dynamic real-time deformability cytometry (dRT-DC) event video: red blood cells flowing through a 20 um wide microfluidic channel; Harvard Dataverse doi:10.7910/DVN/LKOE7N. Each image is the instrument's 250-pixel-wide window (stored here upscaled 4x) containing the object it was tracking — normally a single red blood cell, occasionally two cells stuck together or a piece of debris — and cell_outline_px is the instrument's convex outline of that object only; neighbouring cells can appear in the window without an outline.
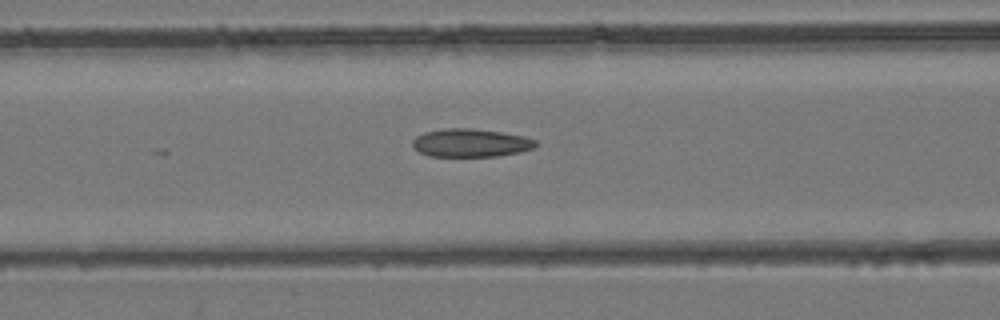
{"species": "common noctule bat (a hibernating species)", "species_latin": "Nyctalus noctula", "temperature_condition": "room temperature", "stored_images_in_passage": 22, "camera_frame_rate_fps": 3000, "um_per_image_px": 0.085, "animal": {"sex": "female", "body_mass_g": 24.6, "forearm_length_mm": 56.2}, "frame": {"image": 1, "passage_image": 18, "time_ms": 5.667, "image_size_px": [1000, 320], "cell_outline_px": [[536, 144], [532, 148], [520, 152], [496, 156], [428, 156], [412, 148], [412, 140], [416, 136], [424, 132], [444, 128], [472, 128], [504, 132], [524, 136], [536, 140]], "centroid_in_image_um": [39.97, 12.13], "position_along_channel_um": 126.6, "area_um2": 20.35}}
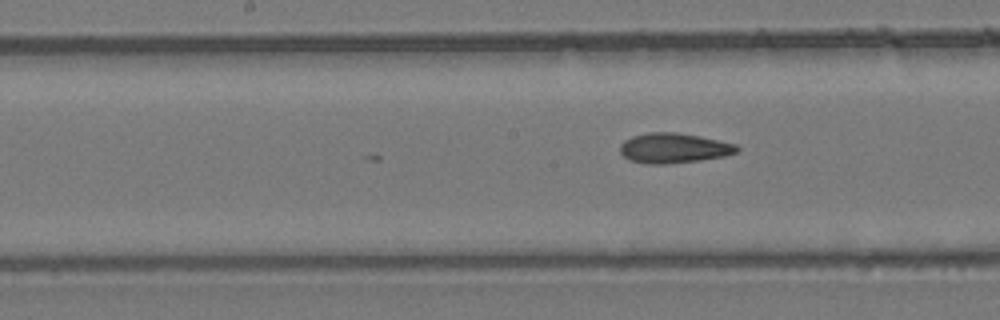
{"frame": {"image": 2, "passage_image": 22, "time_ms": 7.0, "image_size_px": [1000, 320], "cell_outline_px": [[740, 148], [736, 152], [724, 156], [700, 160], [664, 164], [648, 164], [628, 160], [620, 152], [620, 144], [624, 140], [632, 136], [648, 132], [676, 132], [700, 136], [736, 144]], "centroid_in_image_um": [57.24, 12.58], "position_along_channel_um": 191.0, "area_um2": 20.46}}